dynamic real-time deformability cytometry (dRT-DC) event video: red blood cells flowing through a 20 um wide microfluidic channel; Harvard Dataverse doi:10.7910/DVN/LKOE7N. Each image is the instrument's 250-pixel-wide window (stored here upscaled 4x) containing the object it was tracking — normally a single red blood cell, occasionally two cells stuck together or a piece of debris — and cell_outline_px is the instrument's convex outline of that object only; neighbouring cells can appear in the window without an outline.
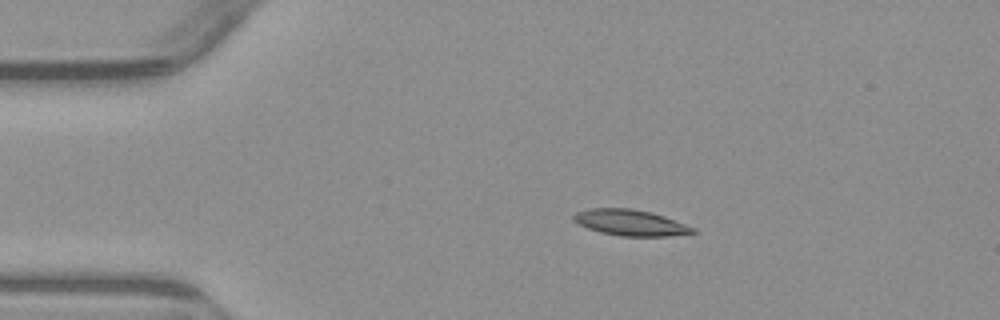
{"species": "common noctule bat (a hibernating species)", "species_latin": "Nyctalus noctula", "temperature_condition": "warm", "stored_images_in_passage": 4, "camera_frame_rate_fps": 3000, "um_per_image_px": 0.085, "animal": {"sex": "male", "body_mass_g": 23.1, "forearm_length_mm": 52.7}, "frame": {"image": 1, "passage_image": 3, "time_ms": 3.333, "image_size_px": [1000, 320], "cell_outline_px": [[696, 232], [668, 236], [620, 236], [600, 232], [588, 228], [572, 220], [572, 216], [576, 212], [588, 208], [632, 208], [652, 212], [664, 216], [696, 228]], "centroid_in_image_um": [53.57, 18.91], "position_along_channel_um": 31.4, "area_um2": 18.09}}